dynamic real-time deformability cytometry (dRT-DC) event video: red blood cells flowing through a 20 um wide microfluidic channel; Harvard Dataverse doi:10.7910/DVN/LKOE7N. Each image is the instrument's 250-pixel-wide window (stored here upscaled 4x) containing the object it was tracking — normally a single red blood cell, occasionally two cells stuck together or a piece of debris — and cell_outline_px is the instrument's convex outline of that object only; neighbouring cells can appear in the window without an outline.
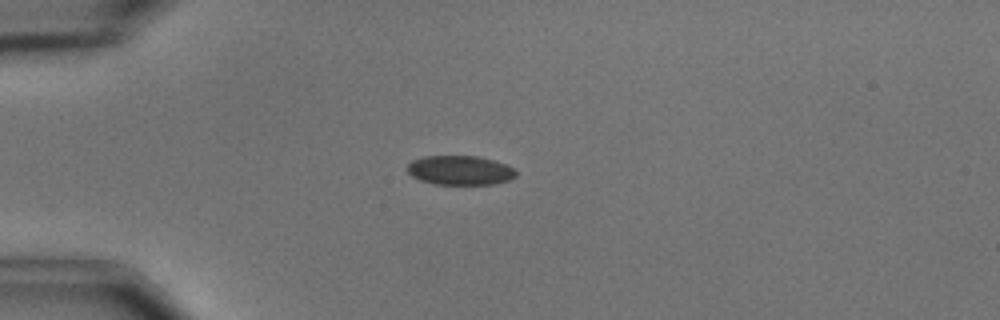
{"species": "common noctule bat (a hibernating species)", "species_latin": "Nyctalus noctula", "temperature_condition": "cold", "stored_images_in_passage": 6, "camera_frame_rate_fps": 3000, "um_per_image_px": 0.085, "animal": {"sex": "male", "body_mass_g": 15.6}, "frame": {"image": 1, "passage_image": 6, "time_ms": 6.0, "image_size_px": [1000, 320], "cell_outline_px": [[516, 176], [508, 180], [496, 184], [432, 184], [420, 180], [412, 176], [408, 172], [408, 164], [412, 160], [424, 156], [476, 156], [492, 160], [504, 164], [512, 168], [516, 172]], "centroid_in_image_um": [39.07, 14.48], "position_along_channel_um": 45.9, "area_um2": 18.44}}